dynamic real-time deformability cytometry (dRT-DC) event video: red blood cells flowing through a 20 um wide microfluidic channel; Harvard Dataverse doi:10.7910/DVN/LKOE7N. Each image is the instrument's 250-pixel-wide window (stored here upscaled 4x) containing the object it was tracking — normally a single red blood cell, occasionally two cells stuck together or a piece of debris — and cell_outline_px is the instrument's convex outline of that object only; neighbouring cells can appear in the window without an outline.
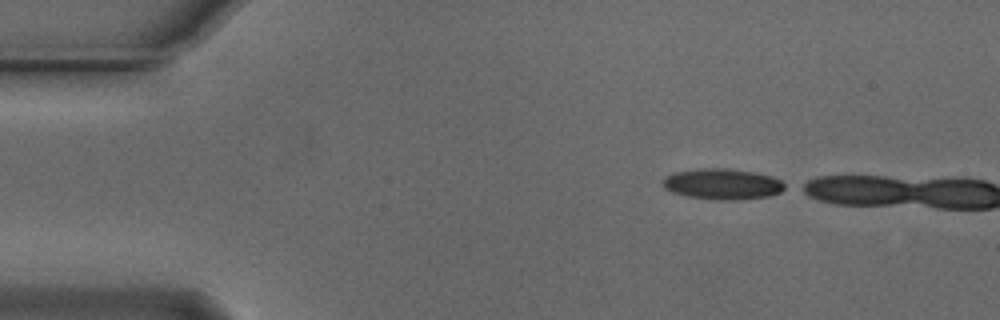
{"species": "Egyptian fruit bat (a non-hibernating species)", "species_latin": "Rousettus aegyptiacus", "temperature_condition": "cold", "stored_images_in_passage": 3, "camera_frame_rate_fps": 3000, "um_per_image_px": 0.085, "animal": {"sex": "male"}, "frame": {"image": 1, "passage_image": 1, "time_ms": 0.0, "image_size_px": [1000, 320], "cell_outline_px": [[788, 188], [772, 196], [740, 200], [716, 200], [688, 196], [672, 192], [664, 188], [664, 176], [672, 172], [696, 168], [728, 168], [756, 172], [772, 176], [788, 184]], "centroid_in_image_um": [61.46, 15.64], "position_along_channel_um": 23.5, "area_um2": 22.43}}